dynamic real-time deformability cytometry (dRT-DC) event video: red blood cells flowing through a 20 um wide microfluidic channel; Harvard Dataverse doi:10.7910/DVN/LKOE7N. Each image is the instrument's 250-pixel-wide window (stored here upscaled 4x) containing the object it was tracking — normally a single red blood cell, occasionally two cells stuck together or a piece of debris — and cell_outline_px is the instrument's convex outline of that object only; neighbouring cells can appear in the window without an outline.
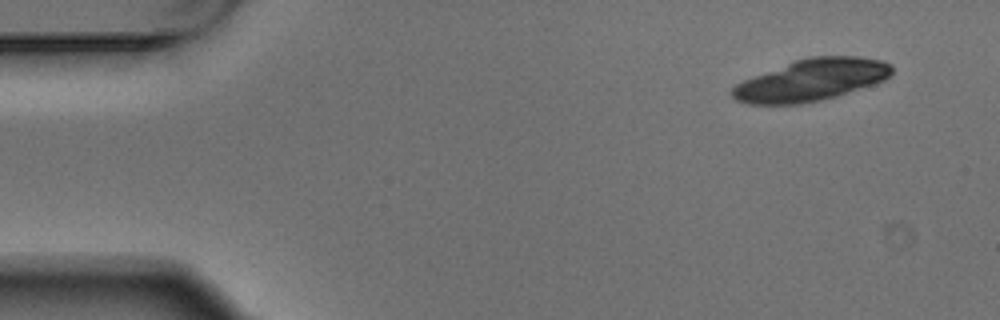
{"species": "Egyptian fruit bat (a non-hibernating species)", "species_latin": "Rousettus aegyptiacus", "temperature_condition": "warm", "stored_images_in_passage": 5, "camera_frame_rate_fps": 3000, "um_per_image_px": 0.085, "animal": {"sex": "male"}, "frame": {"image": 1, "passage_image": 1, "time_ms": 0.0, "image_size_px": [1000, 320], "cell_outline_px": [[892, 72], [884, 80], [836, 96], [820, 100], [800, 104], [748, 104], [736, 100], [728, 92], [736, 84], [752, 76], [796, 60], [812, 56], [860, 56], [880, 60], [892, 64]], "centroid_in_image_um": [68.93, 6.8], "position_along_channel_um": 16.1, "area_um2": 38.61}}
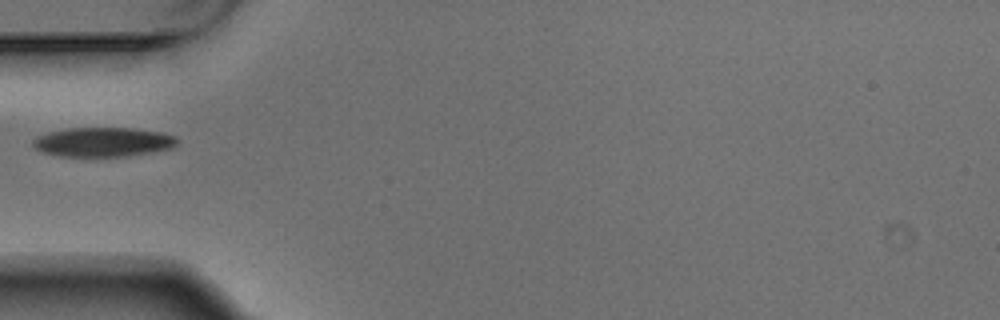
{"frame": {"image": 2, "passage_image": 5, "time_ms": 1.333, "image_size_px": [1000, 320], "cell_outline_px": [[180, 140], [172, 148], [152, 152], [128, 156], [60, 156], [40, 152], [32, 144], [32, 140], [36, 136], [48, 132], [68, 128], [132, 128], [160, 132], [176, 136]], "centroid_in_image_um": [8.75, 12.07], "position_along_channel_um": 76.2, "area_um2": 24.8}}